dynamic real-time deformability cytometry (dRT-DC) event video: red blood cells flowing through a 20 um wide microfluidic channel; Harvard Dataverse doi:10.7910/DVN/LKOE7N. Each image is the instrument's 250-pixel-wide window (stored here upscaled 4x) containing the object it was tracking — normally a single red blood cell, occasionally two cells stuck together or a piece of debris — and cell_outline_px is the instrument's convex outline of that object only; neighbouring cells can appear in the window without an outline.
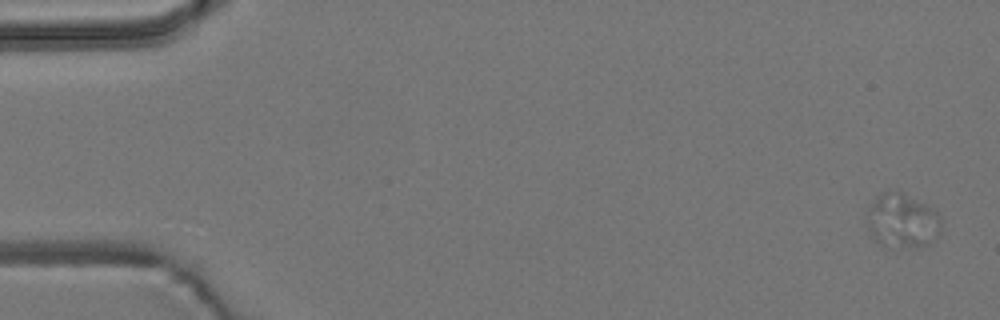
{"species": "common noctule bat (a hibernating species)", "species_latin": "Nyctalus noctula", "temperature_condition": "room temperature", "stored_images_in_passage": 6, "camera_frame_rate_fps": 3000, "um_per_image_px": 0.085, "animal": {"sex": "male", "body_mass_g": 19.2, "forearm_length_mm": 51.8}, "frame": {"image": 1, "passage_image": 1, "time_ms": 0.0, "image_size_px": [1000, 320], "cell_outline_px": [[940, 232], [936, 236], [924, 244], [888, 248], [872, 240], [868, 228], [868, 212], [876, 196], [884, 192], [900, 192], [924, 204], [936, 212], [940, 216]], "centroid_in_image_um": [76.63, 18.78], "position_along_channel_um": 8.4, "area_um2": 22.77}}